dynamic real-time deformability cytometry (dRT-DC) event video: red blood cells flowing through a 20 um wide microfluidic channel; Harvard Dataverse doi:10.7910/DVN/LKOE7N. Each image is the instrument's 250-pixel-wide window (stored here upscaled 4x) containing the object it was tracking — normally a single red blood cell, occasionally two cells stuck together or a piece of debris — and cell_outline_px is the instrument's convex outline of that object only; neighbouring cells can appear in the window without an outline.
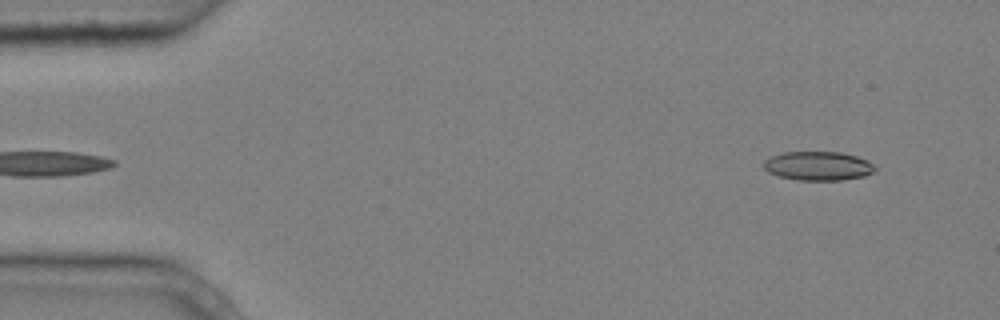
{"species": "common noctule bat (a hibernating species)", "species_latin": "Nyctalus noctula", "temperature_condition": "cold", "stored_images_in_passage": 4, "camera_frame_rate_fps": 3000, "um_per_image_px": 0.085, "animal": {"sex": "male", "body_mass_g": 20.4}, "frame": {"image": 1, "passage_image": 1, "time_ms": 0.0, "image_size_px": [1000, 320], "cell_outline_px": [[876, 168], [872, 172], [864, 176], [840, 180], [796, 180], [780, 176], [768, 172], [764, 168], [764, 160], [772, 156], [784, 152], [840, 152], [856, 156], [868, 160], [876, 164]], "centroid_in_image_um": [69.56, 14.1], "position_along_channel_um": 15.4, "area_um2": 18.79}}